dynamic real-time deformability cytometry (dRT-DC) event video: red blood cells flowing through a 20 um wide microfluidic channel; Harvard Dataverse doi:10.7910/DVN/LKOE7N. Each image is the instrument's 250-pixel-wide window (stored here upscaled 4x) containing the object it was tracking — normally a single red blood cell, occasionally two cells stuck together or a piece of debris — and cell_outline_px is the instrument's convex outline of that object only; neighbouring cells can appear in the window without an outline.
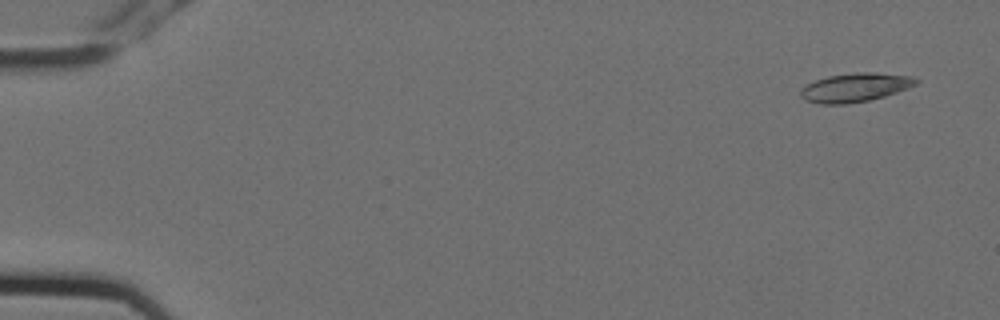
{"species": "Egyptian fruit bat (a non-hibernating species)", "species_latin": "Rousettus aegyptiacus", "temperature_condition": "cold", "stored_images_in_passage": 4, "camera_frame_rate_fps": 3000, "um_per_image_px": 0.085, "animal": {"sex": "female"}, "frame": {"image": 1, "passage_image": 1, "time_ms": 0.0, "image_size_px": [1000, 320], "cell_outline_px": [[920, 80], [916, 84], [908, 88], [884, 96], [868, 100], [848, 104], [816, 104], [804, 100], [800, 96], [800, 92], [808, 84], [816, 80], [828, 76], [856, 72], [876, 72], [912, 76]], "centroid_in_image_um": [72.69, 7.43], "position_along_channel_um": 12.3, "area_um2": 19.36}}
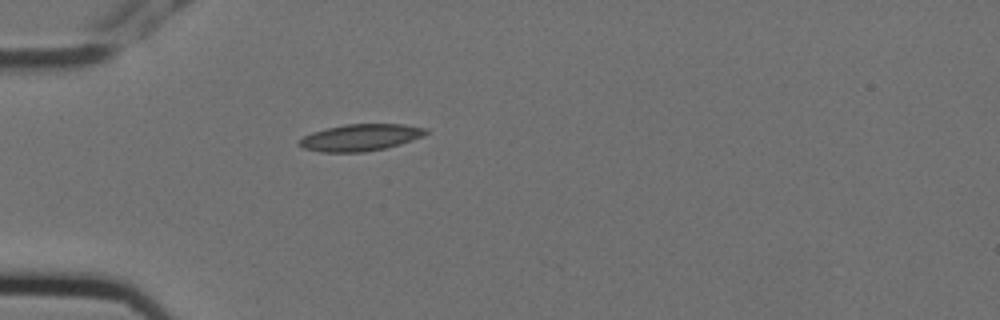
{"frame": {"image": 2, "passage_image": 4, "time_ms": 1.0, "image_size_px": [1000, 320], "cell_outline_px": [[428, 132], [424, 136], [400, 144], [384, 148], [364, 152], [320, 152], [304, 148], [296, 144], [304, 136], [312, 132], [344, 124], [404, 124], [428, 128]], "centroid_in_image_um": [30.65, 11.68], "position_along_channel_um": 54.3, "area_um2": 19.77}}